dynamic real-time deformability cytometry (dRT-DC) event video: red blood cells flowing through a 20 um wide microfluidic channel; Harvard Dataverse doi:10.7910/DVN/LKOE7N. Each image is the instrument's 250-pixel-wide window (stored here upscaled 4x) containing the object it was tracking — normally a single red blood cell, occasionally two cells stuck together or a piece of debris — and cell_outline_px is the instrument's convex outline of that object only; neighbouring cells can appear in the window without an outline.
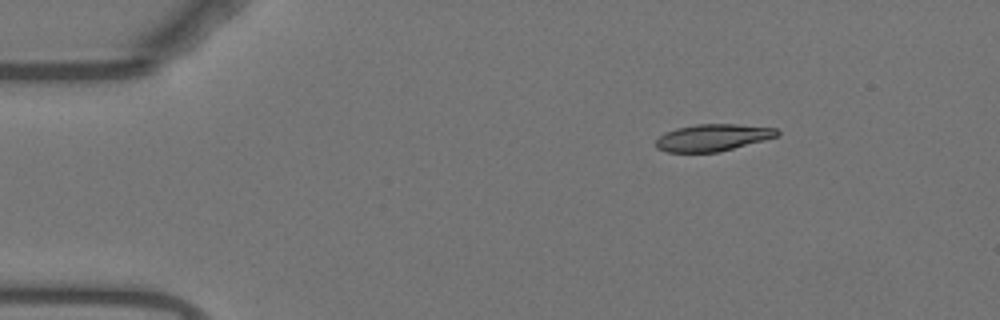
{"species": "Egyptian fruit bat (a non-hibernating species)", "species_latin": "Rousettus aegyptiacus", "temperature_condition": "warm", "stored_images_in_passage": 47, "camera_frame_rate_fps": 3000, "um_per_image_px": 0.085, "animal": {"sex": "female"}, "frame": {"image": 1, "passage_image": 1, "time_ms": 0.0, "image_size_px": [1000, 320], "cell_outline_px": [[780, 132], [776, 136], [764, 140], [720, 152], [668, 152], [656, 148], [656, 140], [664, 132], [676, 128], [696, 124], [736, 124], [776, 128]], "centroid_in_image_um": [60.56, 11.69], "position_along_channel_um": 24.4, "area_um2": 19.02}}
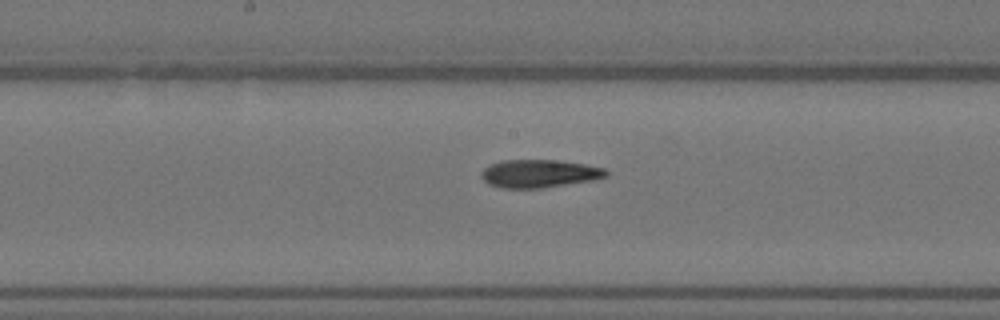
{"frame": {"image": 2, "passage_image": 21, "time_ms": 6.667, "image_size_px": [1000, 320], "cell_outline_px": [[608, 176], [592, 180], [540, 188], [500, 188], [488, 184], [480, 176], [480, 172], [488, 164], [500, 160], [556, 160], [584, 164], [604, 168], [608, 172]], "centroid_in_image_um": [45.77, 14.75], "position_along_channel_um": 202.4, "area_um2": 20.4}}
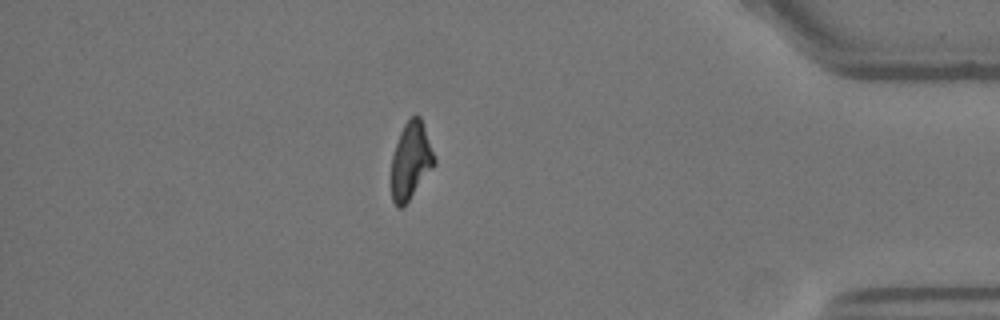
{"frame": {"image": 3, "passage_image": 40, "time_ms": 13.0, "image_size_px": [1000, 320], "cell_outline_px": [[436, 164], [408, 200], [400, 208], [396, 208], [392, 200], [392, 156], [400, 132], [404, 124], [412, 116], [420, 116], [436, 160]], "centroid_in_image_um": [34.92, 13.66], "position_along_channel_um": 400.3, "area_um2": 18.9}, "authors_computed_cell_mechanics": {"area_um2": 20.1144, "velocity_mm_per_s": 3.7414, "shape_relaxation_time_tau1_ms": null, "shape_relaxation_time_tau2_ms": 4.1257, "deformation_change_tau1": null, "deformation_change_tau2": 0.1232}}